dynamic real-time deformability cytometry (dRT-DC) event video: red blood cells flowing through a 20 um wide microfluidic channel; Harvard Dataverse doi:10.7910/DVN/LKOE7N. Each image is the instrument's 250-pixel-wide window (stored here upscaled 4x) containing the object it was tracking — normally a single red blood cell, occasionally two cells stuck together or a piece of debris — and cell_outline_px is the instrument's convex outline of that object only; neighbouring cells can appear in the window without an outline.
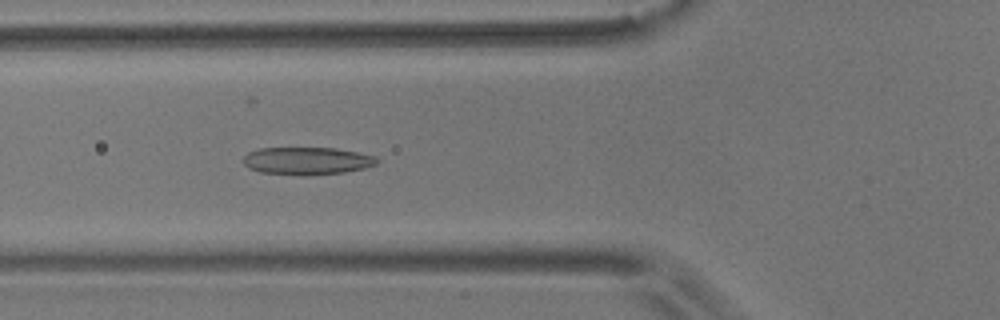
{"species": "common noctule bat (a hibernating species)", "species_latin": "Nyctalus noctula", "temperature_condition": "room temperature", "stored_images_in_passage": 56, "camera_frame_rate_fps": 3000, "um_per_image_px": 0.085, "animal": {"sex": "male", "body_mass_g": 17.9}, "frame": {"image": 1, "passage_image": 20, "time_ms": 6.333, "image_size_px": [1000, 320], "cell_outline_px": [[380, 160], [376, 164], [364, 168], [344, 172], [260, 172], [248, 168], [244, 164], [244, 156], [248, 152], [260, 148], [336, 148], [376, 156]], "centroid_in_image_um": [26.12, 13.61], "position_along_channel_um": 99.7, "area_um2": 20.35}}
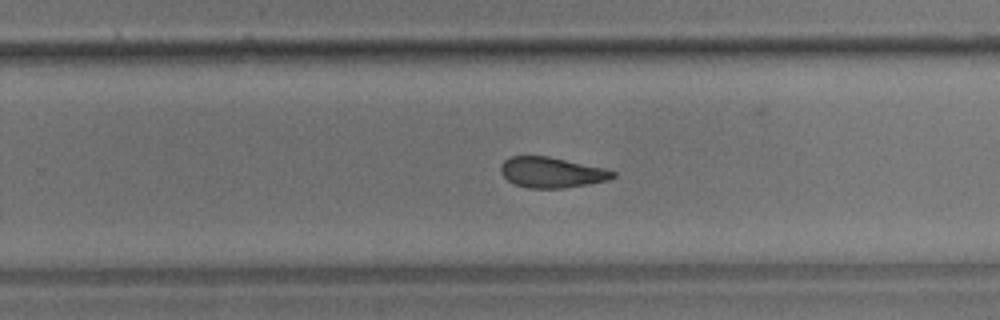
{"frame": {"image": 2, "passage_image": 35, "time_ms": 11.333, "image_size_px": [1000, 320], "cell_outline_px": [[616, 176], [608, 180], [564, 188], [528, 188], [516, 184], [508, 180], [500, 172], [500, 164], [504, 160], [512, 156], [548, 156], [604, 168], [616, 172]], "centroid_in_image_um": [46.87, 14.65], "position_along_channel_um": 282.9, "area_um2": 19.83}}
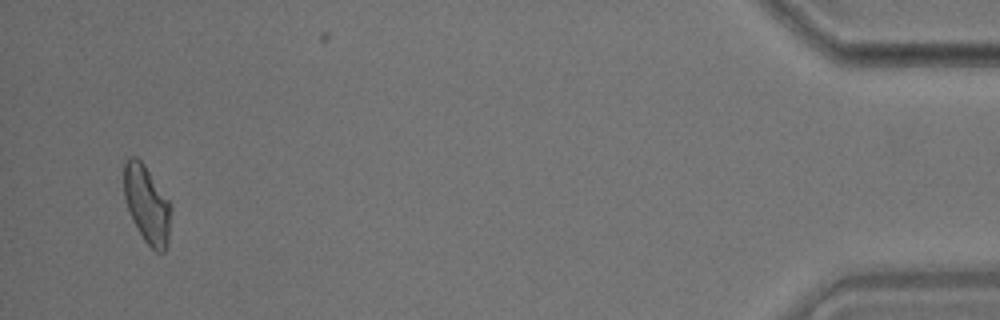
{"frame": {"image": 3, "passage_image": 53, "time_ms": 17.333, "image_size_px": [1000, 320], "cell_outline_px": [[172, 208], [168, 240], [164, 252], [156, 252], [144, 240], [132, 220], [124, 196], [124, 164], [132, 156], [136, 156], [144, 164], [168, 200]], "centroid_in_image_um": [12.49, 17.39], "position_along_channel_um": 422.7, "area_um2": 20.98}, "authors_computed_cell_mechanics": {"area_um2": 21.2415, "velocity_mm_per_s": 3.6642, "shape_relaxation_time_tau1_ms": 9.733, "shape_relaxation_time_tau2_ms": 1.8075, "deformation_change_tau1": 0.2137, "deformation_change_tau2": 0.0886}}